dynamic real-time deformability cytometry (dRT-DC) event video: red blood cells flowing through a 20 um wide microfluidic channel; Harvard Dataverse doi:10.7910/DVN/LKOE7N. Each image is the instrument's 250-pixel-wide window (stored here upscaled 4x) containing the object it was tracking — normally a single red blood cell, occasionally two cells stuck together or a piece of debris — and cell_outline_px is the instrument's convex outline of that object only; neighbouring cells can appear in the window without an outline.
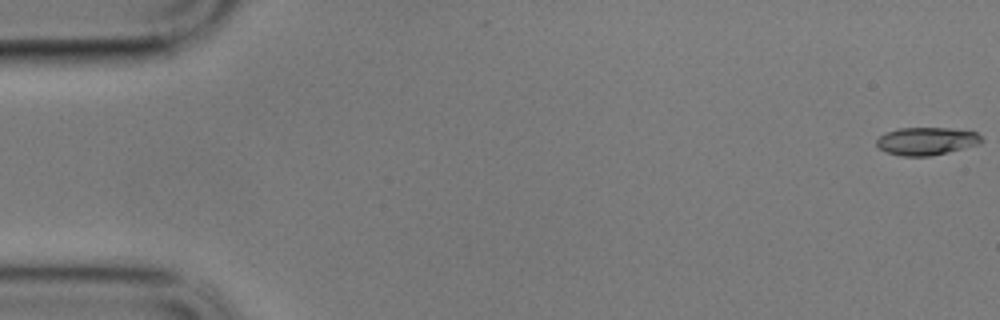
{"species": "common noctule bat (a hibernating species)", "species_latin": "Nyctalus noctula", "temperature_condition": "cold", "stored_images_in_passage": 59, "camera_frame_rate_fps": 3000, "um_per_image_px": 0.085, "animal": {"sex": "male", "body_mass_g": 17.9}, "frame": {"image": 1, "passage_image": 1, "time_ms": 0.0, "image_size_px": [1000, 320], "cell_outline_px": [[984, 140], [980, 144], [948, 152], [928, 156], [900, 156], [884, 152], [876, 144], [876, 140], [880, 136], [888, 132], [900, 128], [948, 128], [976, 132]], "centroid_in_image_um": [78.75, 12.0], "position_along_channel_um": 6.3, "area_um2": 16.94}}
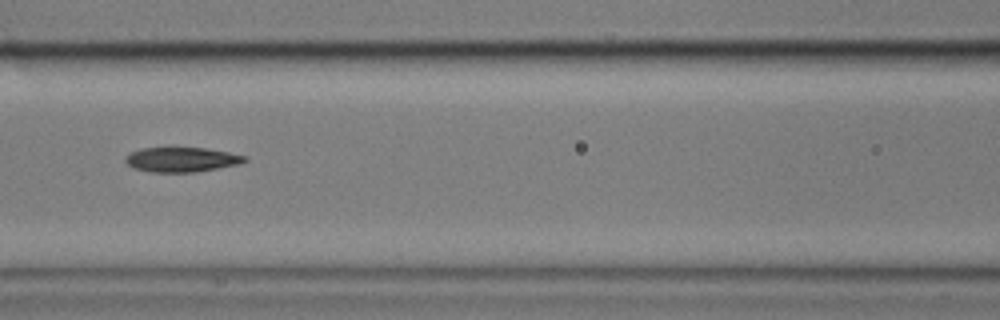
{"frame": {"image": 2, "passage_image": 26, "time_ms": 8.333, "image_size_px": [1000, 320], "cell_outline_px": [[248, 160], [240, 164], [196, 172], [152, 172], [132, 168], [124, 160], [132, 152], [140, 148], [204, 148], [228, 152], [248, 156]], "centroid_in_image_um": [15.47, 13.57], "position_along_channel_um": 151.1, "area_um2": 17.11}}
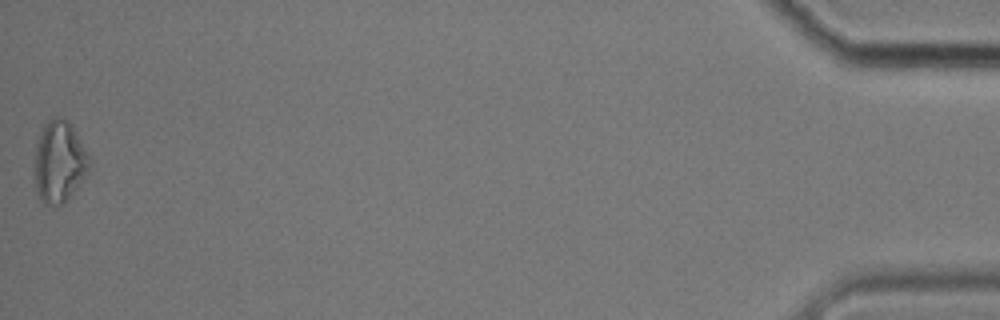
{"frame": {"image": 3, "passage_image": 59, "time_ms": 19.333, "image_size_px": [1000, 320], "cell_outline_px": [[88, 168], [84, 176], [68, 200], [64, 204], [44, 204], [40, 200], [36, 188], [36, 144], [40, 132], [44, 124], [48, 120], [56, 116], [60, 116], [68, 120], [72, 124], [88, 156]], "centroid_in_image_um": [5.02, 13.72], "position_along_channel_um": 430.2, "area_um2": 25.55}, "authors_computed_cell_mechanics": {"area_um2": 17.5712, "velocity_mm_per_s": 3.4082, "shape_relaxation_time_tau1_ms": null, "shape_relaxation_time_tau2_ms": 8.435, "deformation_change_tau1": null, "deformation_change_tau2": 0.1953}}